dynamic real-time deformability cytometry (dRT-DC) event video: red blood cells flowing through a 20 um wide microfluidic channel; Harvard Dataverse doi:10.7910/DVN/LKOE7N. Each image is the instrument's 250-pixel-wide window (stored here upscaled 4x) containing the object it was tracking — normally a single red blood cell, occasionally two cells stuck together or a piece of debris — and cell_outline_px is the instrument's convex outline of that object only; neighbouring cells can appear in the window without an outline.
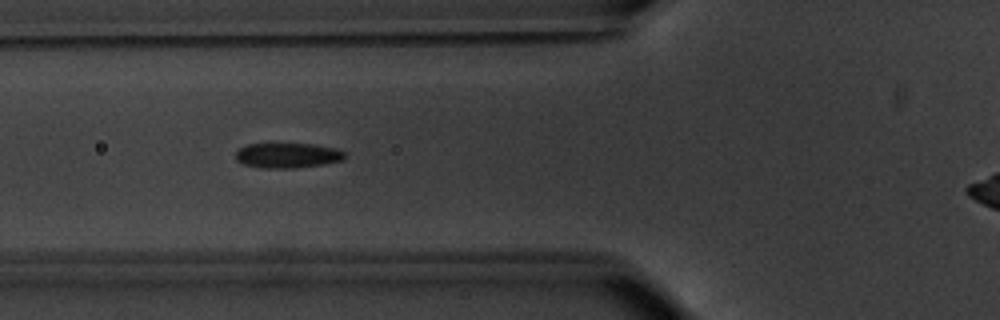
{"species": "common noctule bat (a hibernating species)", "species_latin": "Nyctalus noctula", "temperature_condition": "warm", "stored_images_in_passage": 20, "camera_frame_rate_fps": 3000, "um_per_image_px": 0.085, "animal": {"sex": "male", "body_mass_g": 20.1, "forearm_length_mm": 53.5}, "frame": {"image": 1, "passage_image": 11, "time_ms": 3.333, "image_size_px": [1000, 320], "cell_outline_px": [[344, 160], [324, 164], [296, 168], [264, 168], [244, 164], [236, 160], [236, 152], [240, 148], [248, 144], [312, 144], [336, 148], [344, 152]], "centroid_in_image_um": [24.45, 13.21], "position_along_channel_um": 101.3, "area_um2": 15.84}}
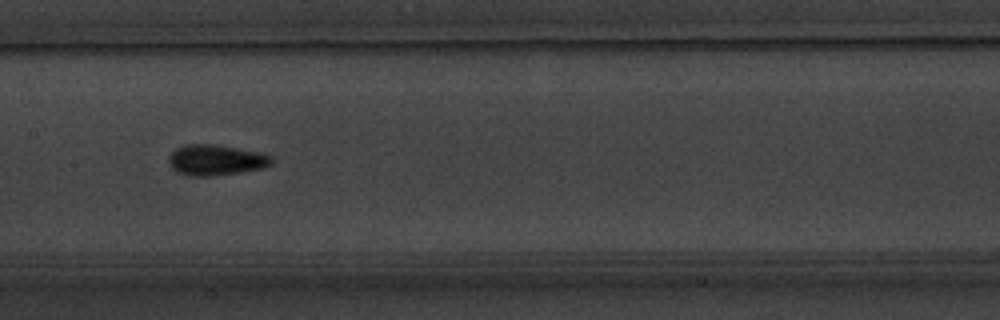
{"frame": {"image": 2, "passage_image": 18, "time_ms": 5.667, "image_size_px": [1000, 320], "cell_outline_px": [[272, 164], [260, 168], [240, 172], [212, 176], [188, 176], [176, 172], [168, 164], [168, 156], [176, 148], [184, 144], [216, 144], [256, 152], [272, 156]], "centroid_in_image_um": [18.27, 13.6], "position_along_channel_um": 189.1, "area_um2": 18.38}}